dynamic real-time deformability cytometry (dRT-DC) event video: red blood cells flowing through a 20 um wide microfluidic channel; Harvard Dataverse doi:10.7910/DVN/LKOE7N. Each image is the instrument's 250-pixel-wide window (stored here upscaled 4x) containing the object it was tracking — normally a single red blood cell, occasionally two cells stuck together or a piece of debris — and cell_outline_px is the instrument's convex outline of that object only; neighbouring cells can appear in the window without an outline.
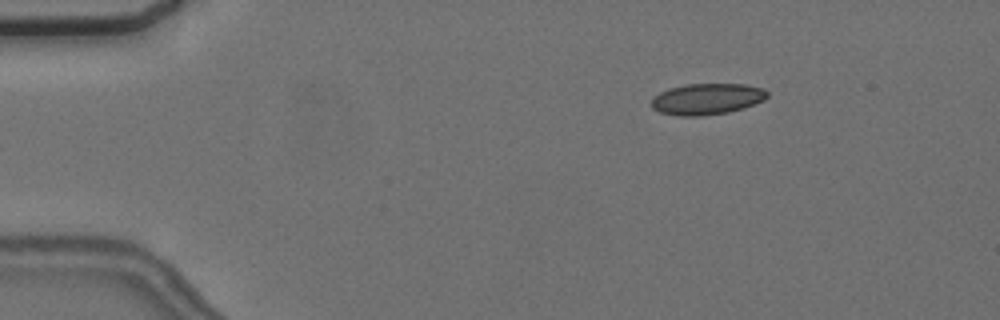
{"species": "common noctule bat (a hibernating species)", "species_latin": "Nyctalus noctula", "temperature_condition": "cold", "stored_images_in_passage": 5, "camera_frame_rate_fps": 3000, "um_per_image_px": 0.085, "animal": {"sex": "female", "body_mass_g": 24.6, "forearm_length_mm": 56.2}, "frame": {"image": 1, "passage_image": 1, "time_ms": 0.0, "image_size_px": [1000, 320], "cell_outline_px": [[768, 96], [764, 100], [744, 108], [728, 112], [700, 116], [676, 116], [660, 112], [652, 108], [652, 100], [660, 92], [668, 88], [688, 84], [744, 84], [764, 88], [768, 92]], "centroid_in_image_um": [60.11, 8.41], "position_along_channel_um": 24.9, "area_um2": 21.1}}
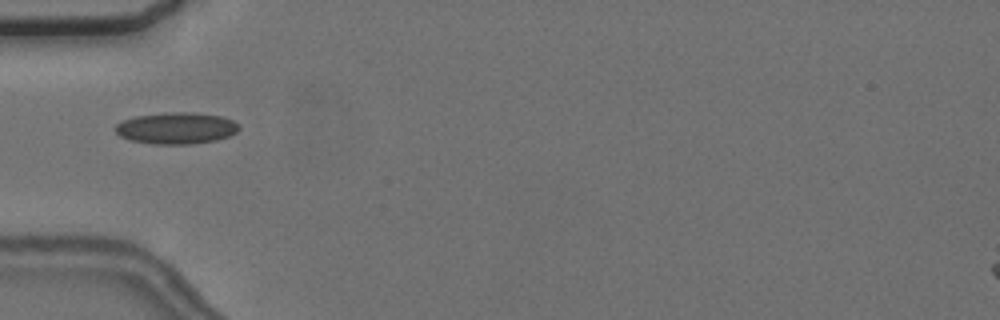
{"frame": {"image": 2, "passage_image": 4, "time_ms": 3.333, "image_size_px": [1000, 320], "cell_outline_px": [[240, 128], [236, 132], [228, 136], [216, 140], [192, 144], [152, 144], [132, 140], [120, 136], [116, 132], [116, 124], [124, 120], [136, 116], [168, 112], [196, 112], [220, 116], [232, 120], [240, 124]], "centroid_in_image_um": [15.02, 10.89], "position_along_channel_um": 70.0, "area_um2": 22.72}}
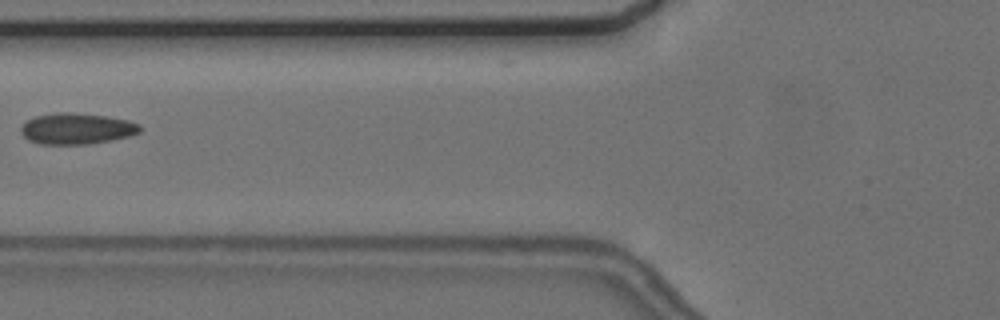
{"frame": {"image": 3, "passage_image": 5, "time_ms": 4.667, "image_size_px": [1000, 320], "cell_outline_px": [[140, 132], [128, 136], [88, 144], [40, 144], [28, 140], [20, 132], [20, 128], [28, 120], [36, 116], [56, 112], [68, 112], [104, 116], [128, 120], [140, 124]], "centroid_in_image_um": [6.49, 10.93], "position_along_channel_um": 119.3, "area_um2": 21.33}}